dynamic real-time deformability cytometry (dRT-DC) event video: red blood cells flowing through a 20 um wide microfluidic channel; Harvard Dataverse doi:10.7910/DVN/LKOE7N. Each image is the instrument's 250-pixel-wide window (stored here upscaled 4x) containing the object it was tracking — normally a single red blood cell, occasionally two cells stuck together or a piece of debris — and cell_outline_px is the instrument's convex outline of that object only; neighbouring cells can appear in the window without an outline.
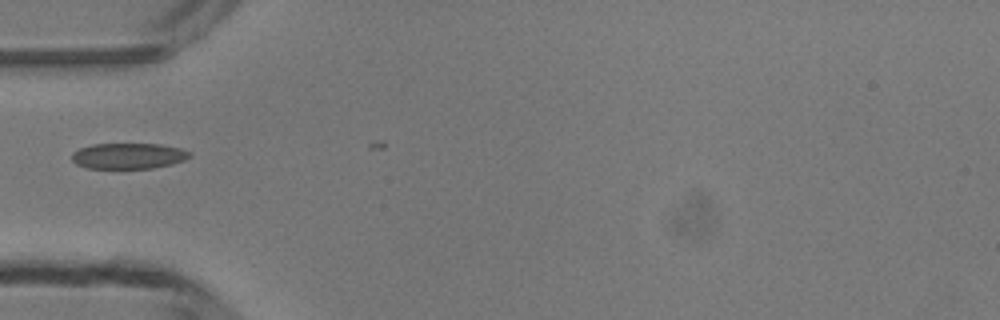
{"species": "common noctule bat (a hibernating species)", "species_latin": "Nyctalus noctula", "temperature_condition": "room temperature", "stored_images_in_passage": 5, "camera_frame_rate_fps": 3000, "um_per_image_px": 0.085, "animal": {"sex": "male", "body_mass_g": 13.3}, "frame": {"image": 1, "passage_image": 3, "time_ms": 0.667, "image_size_px": [1000, 320], "cell_outline_px": [[192, 156], [184, 160], [172, 164], [152, 168], [88, 168], [76, 164], [72, 160], [72, 152], [80, 148], [92, 144], [160, 144], [180, 148], [192, 152]], "centroid_in_image_um": [10.93, 13.25], "position_along_channel_um": 74.1, "area_um2": 17.74}}